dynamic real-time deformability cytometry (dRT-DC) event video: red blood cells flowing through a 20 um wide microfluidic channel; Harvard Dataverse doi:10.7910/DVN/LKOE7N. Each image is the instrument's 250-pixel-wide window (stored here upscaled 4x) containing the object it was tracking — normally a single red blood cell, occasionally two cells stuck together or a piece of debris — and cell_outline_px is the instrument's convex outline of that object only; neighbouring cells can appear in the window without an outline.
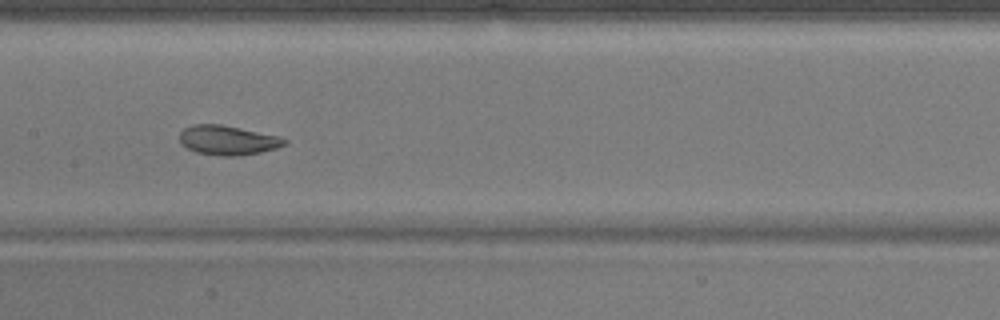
{"species": "common noctule bat (a hibernating species)", "species_latin": "Nyctalus noctula", "temperature_condition": "warm", "stored_images_in_passage": 30, "camera_frame_rate_fps": 3000, "um_per_image_px": 0.085, "animal": {"sex": "male", "body_mass_g": 17.9}, "frame": {"image": 1, "passage_image": 26, "time_ms": 8.333, "image_size_px": [1000, 320], "cell_outline_px": [[288, 140], [284, 144], [276, 148], [260, 152], [236, 156], [220, 156], [196, 152], [180, 144], [180, 132], [184, 128], [192, 124], [220, 124], [280, 136]], "centroid_in_image_um": [19.33, 11.91], "position_along_channel_um": 188.1, "area_um2": 17.98}}
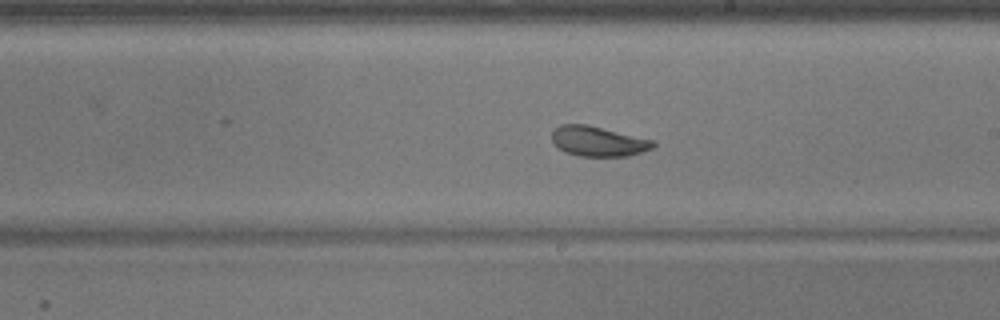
{"frame": {"image": 2, "passage_image": 30, "time_ms": 9.667, "image_size_px": [1000, 320], "cell_outline_px": [[656, 144], [652, 148], [628, 156], [580, 156], [564, 152], [552, 144], [552, 132], [560, 124], [588, 124], [656, 140]], "centroid_in_image_um": [50.84, 12.0], "position_along_channel_um": 238.2, "area_um2": 17.98}}